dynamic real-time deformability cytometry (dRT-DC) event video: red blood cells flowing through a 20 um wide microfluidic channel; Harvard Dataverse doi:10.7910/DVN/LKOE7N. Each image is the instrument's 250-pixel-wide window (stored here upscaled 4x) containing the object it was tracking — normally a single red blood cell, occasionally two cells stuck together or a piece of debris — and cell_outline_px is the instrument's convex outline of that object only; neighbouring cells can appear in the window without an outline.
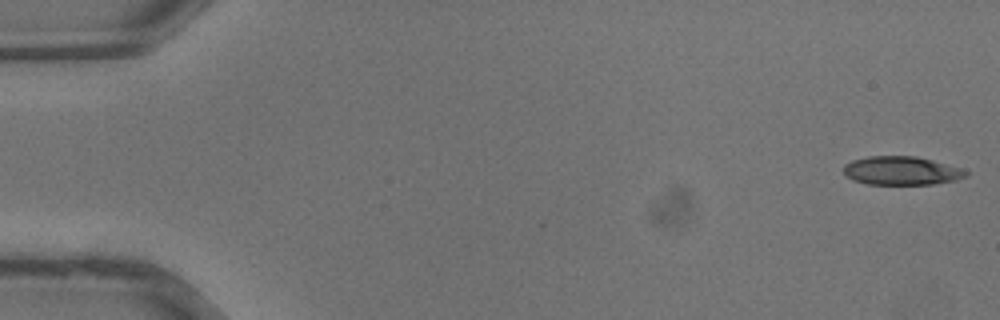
{"species": "common noctule bat (a hibernating species)", "species_latin": "Nyctalus noctula", "temperature_condition": "warm", "stored_images_in_passage": 6, "camera_frame_rate_fps": 3000, "um_per_image_px": 0.085, "animal": {"sex": "male", "body_mass_g": 13.3}, "frame": {"image": 1, "passage_image": 1, "time_ms": 0.0, "image_size_px": [1000, 320], "cell_outline_px": [[968, 176], [956, 180], [932, 184], [868, 184], [852, 180], [844, 172], [844, 164], [852, 160], [868, 156], [916, 156], [932, 160], [960, 168], [968, 172]], "centroid_in_image_um": [76.61, 14.51], "position_along_channel_um": 8.4, "area_um2": 20.29}}